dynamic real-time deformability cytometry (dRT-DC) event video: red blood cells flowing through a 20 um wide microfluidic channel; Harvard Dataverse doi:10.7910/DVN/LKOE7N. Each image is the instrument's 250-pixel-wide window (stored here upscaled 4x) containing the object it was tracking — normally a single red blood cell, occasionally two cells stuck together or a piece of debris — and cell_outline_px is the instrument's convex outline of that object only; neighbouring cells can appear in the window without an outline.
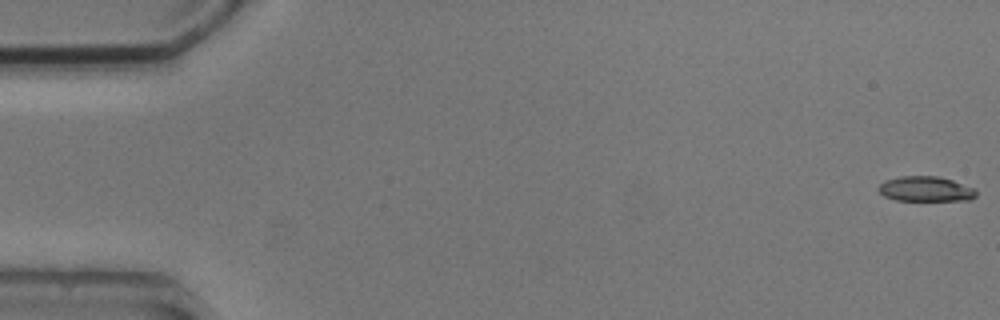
{"species": "common noctule bat (a hibernating species)", "species_latin": "Nyctalus noctula", "temperature_condition": "cold", "stored_images_in_passage": 12, "camera_frame_rate_fps": 3000, "um_per_image_px": 0.085, "animal": {"sex": "male", "body_mass_g": 20.5, "forearm_length_mm": 52.5}, "frame": {"image": 1, "passage_image": 1, "time_ms": 0.0, "image_size_px": [1000, 320], "cell_outline_px": [[976, 196], [972, 200], [896, 200], [884, 196], [876, 188], [884, 180], [900, 176], [936, 176], [952, 180], [976, 188]], "centroid_in_image_um": [78.68, 16.06], "position_along_channel_um": 6.3, "area_um2": 14.33}}
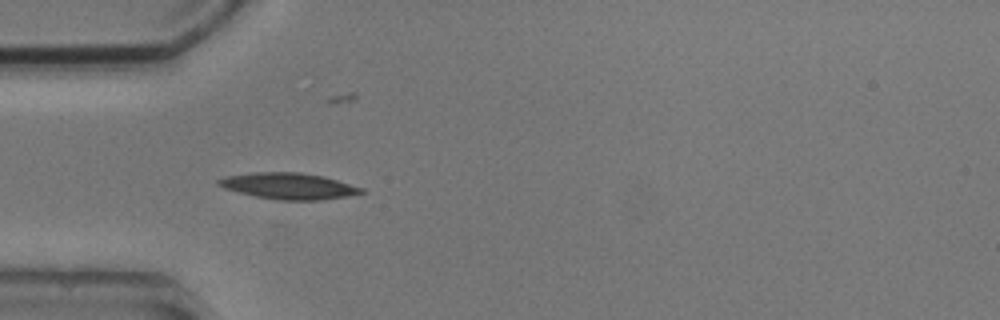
{"frame": {"image": 2, "passage_image": 6, "time_ms": 7.333, "image_size_px": [1000, 320], "cell_outline_px": [[364, 192], [348, 196], [324, 200], [276, 200], [256, 196], [224, 188], [216, 184], [216, 180], [228, 176], [252, 172], [300, 172], [324, 176], [364, 188]], "centroid_in_image_um": [24.56, 15.81], "position_along_channel_um": 60.4, "area_um2": 21.85}}